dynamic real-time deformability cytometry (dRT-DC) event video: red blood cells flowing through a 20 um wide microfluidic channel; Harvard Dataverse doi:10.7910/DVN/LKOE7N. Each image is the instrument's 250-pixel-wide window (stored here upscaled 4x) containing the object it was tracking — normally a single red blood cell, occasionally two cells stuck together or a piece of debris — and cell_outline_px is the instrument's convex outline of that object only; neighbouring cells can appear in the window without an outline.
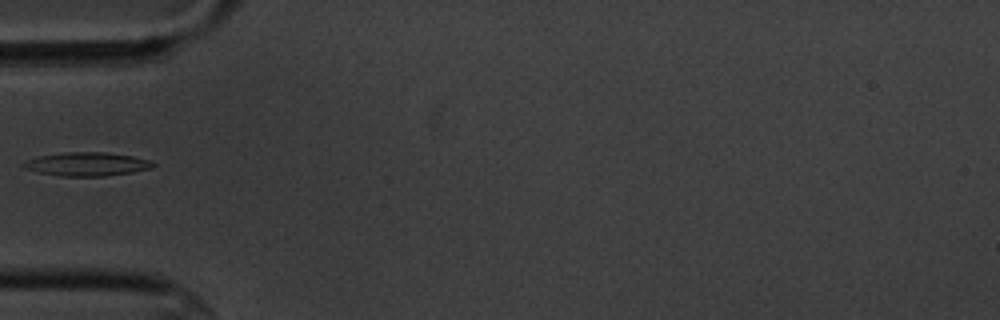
{"species": "common noctule bat (a hibernating species)", "species_latin": "Nyctalus noctula", "temperature_condition": "cold", "stored_images_in_passage": 11, "camera_frame_rate_fps": 3000, "um_per_image_px": 0.085, "animal": {"sex": "male", "body_mass_g": 20.1, "forearm_length_mm": 53.5}, "frame": {"image": 1, "passage_image": 4, "time_ms": 3.667, "image_size_px": [1000, 320], "cell_outline_px": [[156, 164], [152, 168], [132, 172], [104, 176], [60, 176], [40, 172], [24, 168], [20, 164], [24, 160], [36, 156], [64, 152], [108, 152], [132, 156], [148, 160]], "centroid_in_image_um": [7.34, 13.94], "position_along_channel_um": 77.7, "area_um2": 17.92}}
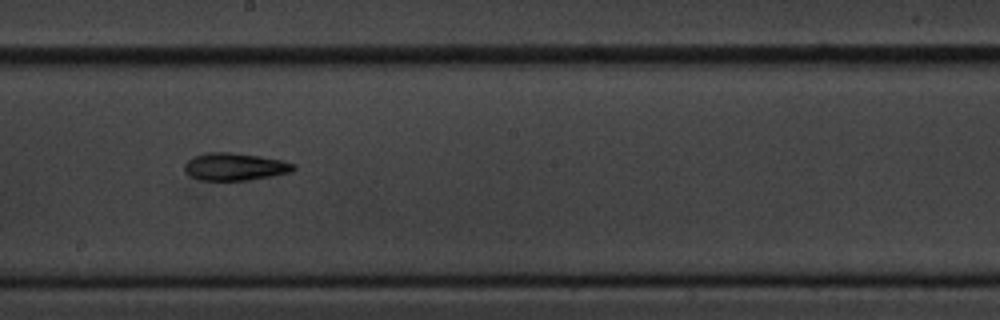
{"frame": {"image": 2, "passage_image": 8, "time_ms": 8.0, "image_size_px": [1000, 320], "cell_outline_px": [[296, 168], [292, 172], [272, 176], [248, 180], [200, 180], [192, 176], [184, 168], [184, 164], [188, 160], [196, 156], [208, 152], [232, 152], [260, 156], [284, 160], [296, 164]], "centroid_in_image_um": [20.03, 14.16], "position_along_channel_um": 228.2, "area_um2": 17.46}}
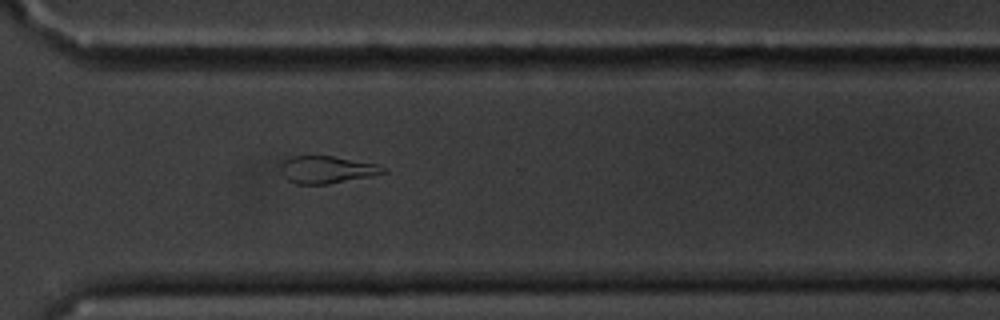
{"frame": {"image": 3, "passage_image": 11, "time_ms": 11.333, "image_size_px": [1000, 320], "cell_outline_px": [[388, 172], [372, 176], [328, 184], [296, 184], [288, 180], [284, 176], [284, 160], [292, 156], [332, 156], [376, 164], [384, 168]], "centroid_in_image_um": [27.83, 14.43], "position_along_channel_um": 342.8, "area_um2": 15.95}}